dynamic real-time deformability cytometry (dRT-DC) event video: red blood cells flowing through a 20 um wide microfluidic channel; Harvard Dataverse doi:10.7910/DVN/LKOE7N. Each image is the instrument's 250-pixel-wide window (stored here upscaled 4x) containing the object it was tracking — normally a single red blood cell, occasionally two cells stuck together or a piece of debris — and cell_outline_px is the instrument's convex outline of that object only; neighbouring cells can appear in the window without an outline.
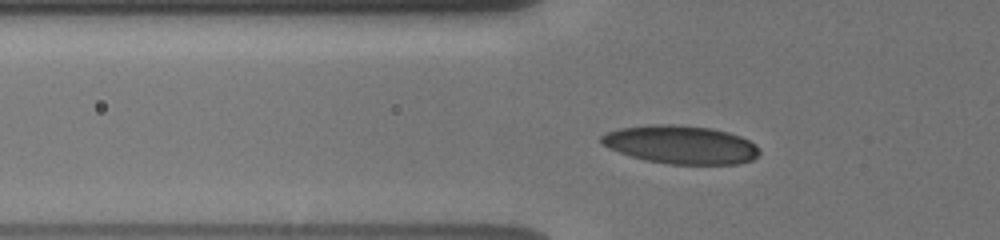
{"species": "human", "species_latin": "Homo sapiens", "temperature_condition": "cold", "stored_images_in_passage": 48, "segment_of_instrument_passage": [1, 2], "camera_frame_rate_fps": 3000, "um_per_image_px": 0.085, "donor": {"sex": "male"}, "frame": {"image": 1, "passage_image": 12, "time_ms": 3.667, "image_size_px": [1000, 240], "cell_outline_px": [[760, 156], [752, 160], [740, 164], [668, 164], [644, 160], [608, 148], [600, 144], [600, 136], [608, 132], [620, 128], [648, 124], [672, 124], [712, 128], [728, 132], [740, 136], [756, 144], [760, 148]], "centroid_in_image_um": [57.89, 12.3], "position_along_channel_um": 67.9, "area_um2": 35.6}}
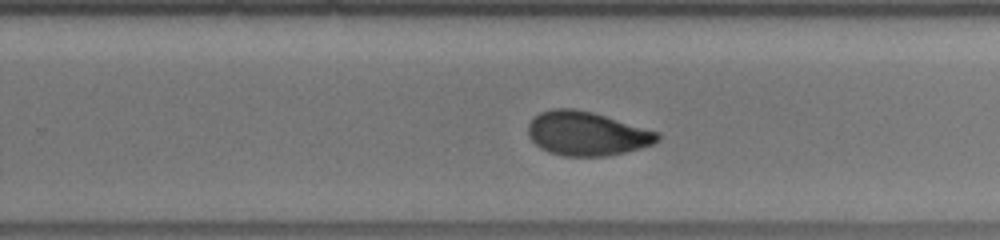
{"frame": {"image": 2, "passage_image": 29, "time_ms": 9.333, "image_size_px": [1000, 240], "cell_outline_px": [[660, 140], [652, 144], [624, 152], [604, 156], [564, 156], [548, 152], [540, 148], [528, 136], [528, 124], [540, 112], [552, 108], [572, 108], [592, 112], [660, 132]], "centroid_in_image_um": [49.87, 11.35], "position_along_channel_um": 279.9, "area_um2": 33.06}}
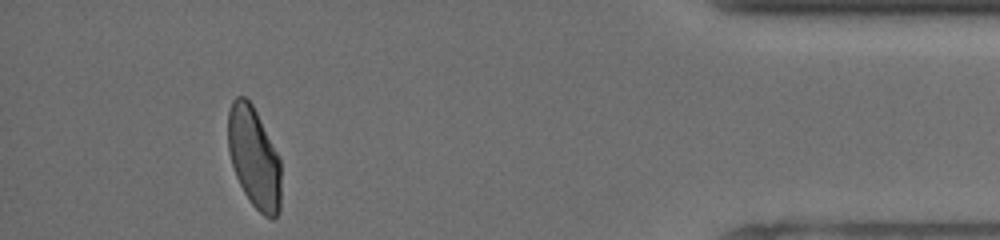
{"frame": {"image": 3, "passage_image": 43, "time_ms": 14.0, "image_size_px": [1000, 240], "cell_outline_px": [[280, 208], [276, 216], [272, 220], [264, 216], [252, 204], [244, 192], [236, 176], [228, 152], [228, 112], [232, 100], [236, 96], [244, 96], [252, 104], [280, 156]], "centroid_in_image_um": [21.59, 13.38], "position_along_channel_um": 413.6, "area_um2": 31.27}}